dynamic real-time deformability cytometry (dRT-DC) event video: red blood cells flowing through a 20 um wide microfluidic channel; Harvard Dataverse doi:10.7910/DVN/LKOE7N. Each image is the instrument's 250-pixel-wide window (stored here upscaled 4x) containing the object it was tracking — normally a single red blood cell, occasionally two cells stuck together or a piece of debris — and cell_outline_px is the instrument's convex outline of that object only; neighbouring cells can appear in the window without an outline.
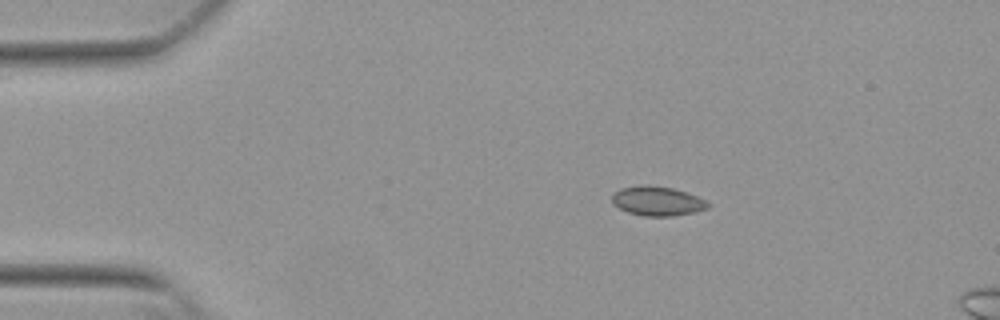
{"species": "Egyptian fruit bat (a non-hibernating species)", "species_latin": "Rousettus aegyptiacus", "temperature_condition": "warm", "stored_images_in_passage": 7, "camera_frame_rate_fps": 3000, "um_per_image_px": 0.085, "animal": {"sex": "female"}, "frame": {"image": 1, "passage_image": 1, "time_ms": 0.0, "image_size_px": [1000, 320], "cell_outline_px": [[708, 208], [696, 212], [672, 216], [644, 216], [628, 212], [612, 204], [612, 196], [620, 188], [640, 184], [644, 184], [672, 188], [688, 192], [704, 200], [708, 204]], "centroid_in_image_um": [55.85, 17.08], "position_along_channel_um": 29.1, "area_um2": 16.42}}